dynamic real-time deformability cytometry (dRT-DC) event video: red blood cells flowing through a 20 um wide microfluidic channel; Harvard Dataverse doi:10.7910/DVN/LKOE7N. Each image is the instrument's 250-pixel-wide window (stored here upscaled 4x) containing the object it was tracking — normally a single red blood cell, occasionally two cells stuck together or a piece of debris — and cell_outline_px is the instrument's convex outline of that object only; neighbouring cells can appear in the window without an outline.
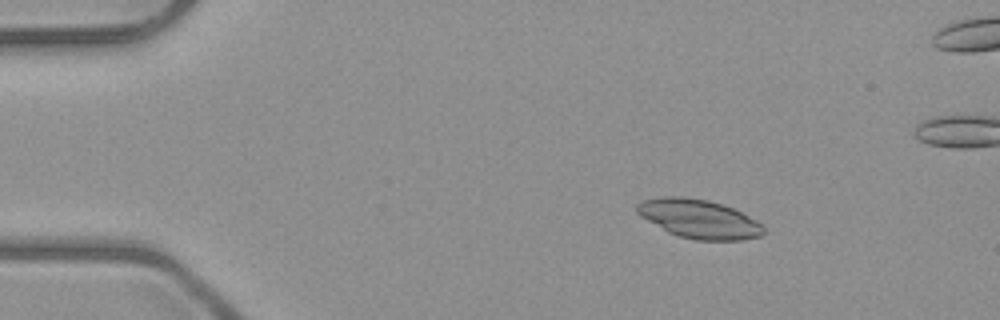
{"species": "common noctule bat (a hibernating species)", "species_latin": "Nyctalus noctula", "temperature_condition": "room temperature", "stored_images_in_passage": 5, "camera_frame_rate_fps": 3000, "um_per_image_px": 0.085, "animal": {"sex": "male", "body_mass_g": 23.1, "forearm_length_mm": 52.7}, "frame": {"image": 1, "passage_image": 2, "time_ms": 2.0, "image_size_px": [1000, 320], "cell_outline_px": [[764, 232], [760, 236], [740, 240], [696, 240], [680, 236], [668, 232], [640, 216], [636, 212], [636, 204], [644, 200], [664, 196], [680, 196], [708, 200], [732, 208], [764, 224]], "centroid_in_image_um": [59.4, 18.6], "position_along_channel_um": 25.6, "area_um2": 28.44}}